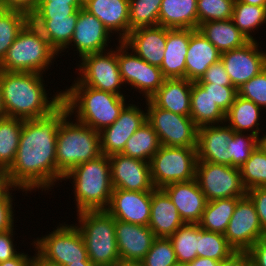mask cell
Returning a JSON list of instances; mask_svg holds the SVG:
<instances>
[{"label": "cell", "mask_w": 266, "mask_h": 266, "mask_svg": "<svg viewBox=\"0 0 266 266\" xmlns=\"http://www.w3.org/2000/svg\"><path fill=\"white\" fill-rule=\"evenodd\" d=\"M69 113L62 103L51 114L24 120L9 180L23 192L49 190L57 182L56 143L59 124ZM36 188V189H35Z\"/></svg>", "instance_id": "6da1fadb"}, {"label": "cell", "mask_w": 266, "mask_h": 266, "mask_svg": "<svg viewBox=\"0 0 266 266\" xmlns=\"http://www.w3.org/2000/svg\"><path fill=\"white\" fill-rule=\"evenodd\" d=\"M43 75L0 70V84L6 116L31 120L47 116L63 103V91L48 98ZM50 101H49V100Z\"/></svg>", "instance_id": "7a4b0ae2"}, {"label": "cell", "mask_w": 266, "mask_h": 266, "mask_svg": "<svg viewBox=\"0 0 266 266\" xmlns=\"http://www.w3.org/2000/svg\"><path fill=\"white\" fill-rule=\"evenodd\" d=\"M125 99V96L97 90L82 83H73L63 91V103L68 107L69 114L75 113L77 121L97 132L116 121L127 105Z\"/></svg>", "instance_id": "3957f363"}, {"label": "cell", "mask_w": 266, "mask_h": 266, "mask_svg": "<svg viewBox=\"0 0 266 266\" xmlns=\"http://www.w3.org/2000/svg\"><path fill=\"white\" fill-rule=\"evenodd\" d=\"M68 113L59 124L56 143L57 181L79 164L96 159L101 152L100 133Z\"/></svg>", "instance_id": "277c9868"}, {"label": "cell", "mask_w": 266, "mask_h": 266, "mask_svg": "<svg viewBox=\"0 0 266 266\" xmlns=\"http://www.w3.org/2000/svg\"><path fill=\"white\" fill-rule=\"evenodd\" d=\"M66 179H73L77 212L108 207L113 191L108 156L102 154L79 164L62 180Z\"/></svg>", "instance_id": "5b68a950"}, {"label": "cell", "mask_w": 266, "mask_h": 266, "mask_svg": "<svg viewBox=\"0 0 266 266\" xmlns=\"http://www.w3.org/2000/svg\"><path fill=\"white\" fill-rule=\"evenodd\" d=\"M58 53L46 37L30 21L8 48L0 70L7 72H33L43 74Z\"/></svg>", "instance_id": "8992f818"}, {"label": "cell", "mask_w": 266, "mask_h": 266, "mask_svg": "<svg viewBox=\"0 0 266 266\" xmlns=\"http://www.w3.org/2000/svg\"><path fill=\"white\" fill-rule=\"evenodd\" d=\"M76 226L90 261L96 266H117L121 260L115 235V219L106 210L77 212Z\"/></svg>", "instance_id": "52a82bcc"}, {"label": "cell", "mask_w": 266, "mask_h": 266, "mask_svg": "<svg viewBox=\"0 0 266 266\" xmlns=\"http://www.w3.org/2000/svg\"><path fill=\"white\" fill-rule=\"evenodd\" d=\"M197 147H167L161 145L149 161L155 188H163L174 182L195 179Z\"/></svg>", "instance_id": "ba28073f"}, {"label": "cell", "mask_w": 266, "mask_h": 266, "mask_svg": "<svg viewBox=\"0 0 266 266\" xmlns=\"http://www.w3.org/2000/svg\"><path fill=\"white\" fill-rule=\"evenodd\" d=\"M64 225L59 224L60 227H56L47 236L37 237L32 242L36 251L47 260L62 266L90 260L79 229L74 224Z\"/></svg>", "instance_id": "9c48e42d"}, {"label": "cell", "mask_w": 266, "mask_h": 266, "mask_svg": "<svg viewBox=\"0 0 266 266\" xmlns=\"http://www.w3.org/2000/svg\"><path fill=\"white\" fill-rule=\"evenodd\" d=\"M147 121L158 135L160 144L167 147H197L198 127L190 116H182L157 107L146 100Z\"/></svg>", "instance_id": "30bf717a"}, {"label": "cell", "mask_w": 266, "mask_h": 266, "mask_svg": "<svg viewBox=\"0 0 266 266\" xmlns=\"http://www.w3.org/2000/svg\"><path fill=\"white\" fill-rule=\"evenodd\" d=\"M195 179L207 201L246 195L237 167L197 161Z\"/></svg>", "instance_id": "8fae6325"}, {"label": "cell", "mask_w": 266, "mask_h": 266, "mask_svg": "<svg viewBox=\"0 0 266 266\" xmlns=\"http://www.w3.org/2000/svg\"><path fill=\"white\" fill-rule=\"evenodd\" d=\"M109 50L82 56V63L78 66L80 76L74 82L123 96L120 89L124 83L119 71L117 48Z\"/></svg>", "instance_id": "7c38bea8"}, {"label": "cell", "mask_w": 266, "mask_h": 266, "mask_svg": "<svg viewBox=\"0 0 266 266\" xmlns=\"http://www.w3.org/2000/svg\"><path fill=\"white\" fill-rule=\"evenodd\" d=\"M117 47V61L123 83L129 84L142 93L145 100L150 99L166 79L158 66L151 65L140 58L121 41Z\"/></svg>", "instance_id": "4fadbf2b"}, {"label": "cell", "mask_w": 266, "mask_h": 266, "mask_svg": "<svg viewBox=\"0 0 266 266\" xmlns=\"http://www.w3.org/2000/svg\"><path fill=\"white\" fill-rule=\"evenodd\" d=\"M264 235L255 205L246 194L237 201L224 236L235 252H247Z\"/></svg>", "instance_id": "5bb4252c"}, {"label": "cell", "mask_w": 266, "mask_h": 266, "mask_svg": "<svg viewBox=\"0 0 266 266\" xmlns=\"http://www.w3.org/2000/svg\"><path fill=\"white\" fill-rule=\"evenodd\" d=\"M257 40L221 53L222 61L233 86L238 89L266 68V51L259 50Z\"/></svg>", "instance_id": "9a60e30c"}, {"label": "cell", "mask_w": 266, "mask_h": 266, "mask_svg": "<svg viewBox=\"0 0 266 266\" xmlns=\"http://www.w3.org/2000/svg\"><path fill=\"white\" fill-rule=\"evenodd\" d=\"M113 189L152 191L155 189L149 162L115 154L109 157Z\"/></svg>", "instance_id": "2e32d148"}, {"label": "cell", "mask_w": 266, "mask_h": 266, "mask_svg": "<svg viewBox=\"0 0 266 266\" xmlns=\"http://www.w3.org/2000/svg\"><path fill=\"white\" fill-rule=\"evenodd\" d=\"M135 104H127L116 121L100 133L101 152L110 157L121 154L127 140L147 121V112Z\"/></svg>", "instance_id": "e0dca14e"}, {"label": "cell", "mask_w": 266, "mask_h": 266, "mask_svg": "<svg viewBox=\"0 0 266 266\" xmlns=\"http://www.w3.org/2000/svg\"><path fill=\"white\" fill-rule=\"evenodd\" d=\"M152 191L113 189L105 209L115 220L148 226L151 216Z\"/></svg>", "instance_id": "ac0fdd59"}, {"label": "cell", "mask_w": 266, "mask_h": 266, "mask_svg": "<svg viewBox=\"0 0 266 266\" xmlns=\"http://www.w3.org/2000/svg\"><path fill=\"white\" fill-rule=\"evenodd\" d=\"M110 36L112 35L109 30L95 15L90 14L84 8L79 9L70 44L74 43L71 46L76 47L80 58L87 54L107 51L105 47H108L110 43Z\"/></svg>", "instance_id": "d6986e66"}, {"label": "cell", "mask_w": 266, "mask_h": 266, "mask_svg": "<svg viewBox=\"0 0 266 266\" xmlns=\"http://www.w3.org/2000/svg\"><path fill=\"white\" fill-rule=\"evenodd\" d=\"M115 235L119 257L123 262H141L156 238L149 226L120 220H115Z\"/></svg>", "instance_id": "ffe728a7"}, {"label": "cell", "mask_w": 266, "mask_h": 266, "mask_svg": "<svg viewBox=\"0 0 266 266\" xmlns=\"http://www.w3.org/2000/svg\"><path fill=\"white\" fill-rule=\"evenodd\" d=\"M168 28L156 25L136 28L122 41L129 50L151 65L160 67L164 58Z\"/></svg>", "instance_id": "44dd1931"}, {"label": "cell", "mask_w": 266, "mask_h": 266, "mask_svg": "<svg viewBox=\"0 0 266 266\" xmlns=\"http://www.w3.org/2000/svg\"><path fill=\"white\" fill-rule=\"evenodd\" d=\"M171 198L184 223L198 224L205 210L207 199L196 179L174 182L162 188Z\"/></svg>", "instance_id": "7402d4cb"}, {"label": "cell", "mask_w": 266, "mask_h": 266, "mask_svg": "<svg viewBox=\"0 0 266 266\" xmlns=\"http://www.w3.org/2000/svg\"><path fill=\"white\" fill-rule=\"evenodd\" d=\"M214 124L198 128L197 161L228 165V142L234 136V130L226 125Z\"/></svg>", "instance_id": "603a6c76"}, {"label": "cell", "mask_w": 266, "mask_h": 266, "mask_svg": "<svg viewBox=\"0 0 266 266\" xmlns=\"http://www.w3.org/2000/svg\"><path fill=\"white\" fill-rule=\"evenodd\" d=\"M83 8L95 15L119 42L129 34V0H83Z\"/></svg>", "instance_id": "cb8c5ba5"}, {"label": "cell", "mask_w": 266, "mask_h": 266, "mask_svg": "<svg viewBox=\"0 0 266 266\" xmlns=\"http://www.w3.org/2000/svg\"><path fill=\"white\" fill-rule=\"evenodd\" d=\"M221 58V52L197 29H190L186 55V79L197 82L210 65Z\"/></svg>", "instance_id": "d4e9b609"}, {"label": "cell", "mask_w": 266, "mask_h": 266, "mask_svg": "<svg viewBox=\"0 0 266 266\" xmlns=\"http://www.w3.org/2000/svg\"><path fill=\"white\" fill-rule=\"evenodd\" d=\"M184 224L168 194L162 188L152 190L151 216L148 226L155 236L169 238Z\"/></svg>", "instance_id": "484cf974"}, {"label": "cell", "mask_w": 266, "mask_h": 266, "mask_svg": "<svg viewBox=\"0 0 266 266\" xmlns=\"http://www.w3.org/2000/svg\"><path fill=\"white\" fill-rule=\"evenodd\" d=\"M190 29L168 28L164 58L159 67L166 79L186 78V55Z\"/></svg>", "instance_id": "4316f807"}, {"label": "cell", "mask_w": 266, "mask_h": 266, "mask_svg": "<svg viewBox=\"0 0 266 266\" xmlns=\"http://www.w3.org/2000/svg\"><path fill=\"white\" fill-rule=\"evenodd\" d=\"M192 82L186 78L165 79L150 98L159 108L182 116H190Z\"/></svg>", "instance_id": "83f0119b"}, {"label": "cell", "mask_w": 266, "mask_h": 266, "mask_svg": "<svg viewBox=\"0 0 266 266\" xmlns=\"http://www.w3.org/2000/svg\"><path fill=\"white\" fill-rule=\"evenodd\" d=\"M158 25L170 29L197 30V0H162Z\"/></svg>", "instance_id": "f1b7e54d"}, {"label": "cell", "mask_w": 266, "mask_h": 266, "mask_svg": "<svg viewBox=\"0 0 266 266\" xmlns=\"http://www.w3.org/2000/svg\"><path fill=\"white\" fill-rule=\"evenodd\" d=\"M78 14L79 10L66 18H30V21L46 37L50 46L60 54L70 46Z\"/></svg>", "instance_id": "f546056e"}, {"label": "cell", "mask_w": 266, "mask_h": 266, "mask_svg": "<svg viewBox=\"0 0 266 266\" xmlns=\"http://www.w3.org/2000/svg\"><path fill=\"white\" fill-rule=\"evenodd\" d=\"M198 30L222 53L246 45L250 40L235 26L232 19L208 21Z\"/></svg>", "instance_id": "4dcf8cb0"}, {"label": "cell", "mask_w": 266, "mask_h": 266, "mask_svg": "<svg viewBox=\"0 0 266 266\" xmlns=\"http://www.w3.org/2000/svg\"><path fill=\"white\" fill-rule=\"evenodd\" d=\"M190 118L198 128L225 122V113L198 82H192Z\"/></svg>", "instance_id": "1f68e13d"}, {"label": "cell", "mask_w": 266, "mask_h": 266, "mask_svg": "<svg viewBox=\"0 0 266 266\" xmlns=\"http://www.w3.org/2000/svg\"><path fill=\"white\" fill-rule=\"evenodd\" d=\"M261 107L256 105L251 100H247L239 95L236 96L234 103L225 113V122L236 132L246 131L252 135H259L260 128L258 125L260 120Z\"/></svg>", "instance_id": "d6a6232c"}, {"label": "cell", "mask_w": 266, "mask_h": 266, "mask_svg": "<svg viewBox=\"0 0 266 266\" xmlns=\"http://www.w3.org/2000/svg\"><path fill=\"white\" fill-rule=\"evenodd\" d=\"M160 147L157 133L152 125L145 121L127 140L121 154L149 162Z\"/></svg>", "instance_id": "836d02e7"}, {"label": "cell", "mask_w": 266, "mask_h": 266, "mask_svg": "<svg viewBox=\"0 0 266 266\" xmlns=\"http://www.w3.org/2000/svg\"><path fill=\"white\" fill-rule=\"evenodd\" d=\"M240 198L207 201L198 225L207 231L224 234Z\"/></svg>", "instance_id": "e575fe53"}, {"label": "cell", "mask_w": 266, "mask_h": 266, "mask_svg": "<svg viewBox=\"0 0 266 266\" xmlns=\"http://www.w3.org/2000/svg\"><path fill=\"white\" fill-rule=\"evenodd\" d=\"M23 121L8 116L0 118V165L7 170L14 162L18 150Z\"/></svg>", "instance_id": "d590c367"}, {"label": "cell", "mask_w": 266, "mask_h": 266, "mask_svg": "<svg viewBox=\"0 0 266 266\" xmlns=\"http://www.w3.org/2000/svg\"><path fill=\"white\" fill-rule=\"evenodd\" d=\"M178 263L188 264L197 257L198 224L180 226L170 237Z\"/></svg>", "instance_id": "8d00e7d4"}, {"label": "cell", "mask_w": 266, "mask_h": 266, "mask_svg": "<svg viewBox=\"0 0 266 266\" xmlns=\"http://www.w3.org/2000/svg\"><path fill=\"white\" fill-rule=\"evenodd\" d=\"M232 20L250 41H255L250 33L266 23V6L249 5L235 0Z\"/></svg>", "instance_id": "74e56055"}, {"label": "cell", "mask_w": 266, "mask_h": 266, "mask_svg": "<svg viewBox=\"0 0 266 266\" xmlns=\"http://www.w3.org/2000/svg\"><path fill=\"white\" fill-rule=\"evenodd\" d=\"M197 257H208L217 261L229 258L235 250L228 244L224 234L202 229L198 225Z\"/></svg>", "instance_id": "f35d334b"}, {"label": "cell", "mask_w": 266, "mask_h": 266, "mask_svg": "<svg viewBox=\"0 0 266 266\" xmlns=\"http://www.w3.org/2000/svg\"><path fill=\"white\" fill-rule=\"evenodd\" d=\"M30 22V16L21 11L5 10L0 15V62L16 37Z\"/></svg>", "instance_id": "ab89813d"}, {"label": "cell", "mask_w": 266, "mask_h": 266, "mask_svg": "<svg viewBox=\"0 0 266 266\" xmlns=\"http://www.w3.org/2000/svg\"><path fill=\"white\" fill-rule=\"evenodd\" d=\"M239 170L246 191L256 187H266V153L258 146Z\"/></svg>", "instance_id": "60d3db41"}, {"label": "cell", "mask_w": 266, "mask_h": 266, "mask_svg": "<svg viewBox=\"0 0 266 266\" xmlns=\"http://www.w3.org/2000/svg\"><path fill=\"white\" fill-rule=\"evenodd\" d=\"M162 0H129V33L148 26L158 25Z\"/></svg>", "instance_id": "b9f144b4"}, {"label": "cell", "mask_w": 266, "mask_h": 266, "mask_svg": "<svg viewBox=\"0 0 266 266\" xmlns=\"http://www.w3.org/2000/svg\"><path fill=\"white\" fill-rule=\"evenodd\" d=\"M256 146L257 136L234 131L233 138L228 142V165L240 168L250 158Z\"/></svg>", "instance_id": "7bdbcfd3"}, {"label": "cell", "mask_w": 266, "mask_h": 266, "mask_svg": "<svg viewBox=\"0 0 266 266\" xmlns=\"http://www.w3.org/2000/svg\"><path fill=\"white\" fill-rule=\"evenodd\" d=\"M235 0H197L198 27L208 21L232 19Z\"/></svg>", "instance_id": "ee69618b"}, {"label": "cell", "mask_w": 266, "mask_h": 266, "mask_svg": "<svg viewBox=\"0 0 266 266\" xmlns=\"http://www.w3.org/2000/svg\"><path fill=\"white\" fill-rule=\"evenodd\" d=\"M141 262L144 266H174L178 263L172 243L165 237L155 238Z\"/></svg>", "instance_id": "f6af8a7d"}, {"label": "cell", "mask_w": 266, "mask_h": 266, "mask_svg": "<svg viewBox=\"0 0 266 266\" xmlns=\"http://www.w3.org/2000/svg\"><path fill=\"white\" fill-rule=\"evenodd\" d=\"M238 95L266 109V68L237 89Z\"/></svg>", "instance_id": "bcb514c9"}, {"label": "cell", "mask_w": 266, "mask_h": 266, "mask_svg": "<svg viewBox=\"0 0 266 266\" xmlns=\"http://www.w3.org/2000/svg\"><path fill=\"white\" fill-rule=\"evenodd\" d=\"M83 8V3H52L39 1L30 18H66Z\"/></svg>", "instance_id": "7dc6e473"}, {"label": "cell", "mask_w": 266, "mask_h": 266, "mask_svg": "<svg viewBox=\"0 0 266 266\" xmlns=\"http://www.w3.org/2000/svg\"><path fill=\"white\" fill-rule=\"evenodd\" d=\"M206 91H209L211 97L221 110L226 113L234 103L238 91L234 86H223L214 83H199Z\"/></svg>", "instance_id": "c3c4849f"}, {"label": "cell", "mask_w": 266, "mask_h": 266, "mask_svg": "<svg viewBox=\"0 0 266 266\" xmlns=\"http://www.w3.org/2000/svg\"><path fill=\"white\" fill-rule=\"evenodd\" d=\"M15 189L19 190L20 188L14 186V189L10 188L6 193L0 194V232L14 227L13 199L10 191Z\"/></svg>", "instance_id": "681fc988"}, {"label": "cell", "mask_w": 266, "mask_h": 266, "mask_svg": "<svg viewBox=\"0 0 266 266\" xmlns=\"http://www.w3.org/2000/svg\"><path fill=\"white\" fill-rule=\"evenodd\" d=\"M198 83H214L223 86H233L221 60L208 67Z\"/></svg>", "instance_id": "f907efd6"}, {"label": "cell", "mask_w": 266, "mask_h": 266, "mask_svg": "<svg viewBox=\"0 0 266 266\" xmlns=\"http://www.w3.org/2000/svg\"><path fill=\"white\" fill-rule=\"evenodd\" d=\"M255 205L263 231L266 234V187H256L246 193Z\"/></svg>", "instance_id": "816d5d0a"}, {"label": "cell", "mask_w": 266, "mask_h": 266, "mask_svg": "<svg viewBox=\"0 0 266 266\" xmlns=\"http://www.w3.org/2000/svg\"><path fill=\"white\" fill-rule=\"evenodd\" d=\"M13 230L0 232V262L16 257L19 253L15 249L13 244Z\"/></svg>", "instance_id": "f5cc1de1"}, {"label": "cell", "mask_w": 266, "mask_h": 266, "mask_svg": "<svg viewBox=\"0 0 266 266\" xmlns=\"http://www.w3.org/2000/svg\"><path fill=\"white\" fill-rule=\"evenodd\" d=\"M39 0H0L6 10H16L31 16L37 8Z\"/></svg>", "instance_id": "db71d44e"}, {"label": "cell", "mask_w": 266, "mask_h": 266, "mask_svg": "<svg viewBox=\"0 0 266 266\" xmlns=\"http://www.w3.org/2000/svg\"><path fill=\"white\" fill-rule=\"evenodd\" d=\"M247 252L254 266H266V235L258 239Z\"/></svg>", "instance_id": "11a10c76"}, {"label": "cell", "mask_w": 266, "mask_h": 266, "mask_svg": "<svg viewBox=\"0 0 266 266\" xmlns=\"http://www.w3.org/2000/svg\"><path fill=\"white\" fill-rule=\"evenodd\" d=\"M250 263L248 252H234L229 258L221 261L219 266H248Z\"/></svg>", "instance_id": "9f6ffc18"}, {"label": "cell", "mask_w": 266, "mask_h": 266, "mask_svg": "<svg viewBox=\"0 0 266 266\" xmlns=\"http://www.w3.org/2000/svg\"><path fill=\"white\" fill-rule=\"evenodd\" d=\"M32 260L33 256L20 252L16 257L0 262V266H31Z\"/></svg>", "instance_id": "6f0895ef"}, {"label": "cell", "mask_w": 266, "mask_h": 266, "mask_svg": "<svg viewBox=\"0 0 266 266\" xmlns=\"http://www.w3.org/2000/svg\"><path fill=\"white\" fill-rule=\"evenodd\" d=\"M10 188H14L9 180L8 170L0 165V194L6 193Z\"/></svg>", "instance_id": "680465c9"}, {"label": "cell", "mask_w": 266, "mask_h": 266, "mask_svg": "<svg viewBox=\"0 0 266 266\" xmlns=\"http://www.w3.org/2000/svg\"><path fill=\"white\" fill-rule=\"evenodd\" d=\"M220 261L210 259L208 257H196L192 262L188 263L187 266H219Z\"/></svg>", "instance_id": "91938a15"}, {"label": "cell", "mask_w": 266, "mask_h": 266, "mask_svg": "<svg viewBox=\"0 0 266 266\" xmlns=\"http://www.w3.org/2000/svg\"><path fill=\"white\" fill-rule=\"evenodd\" d=\"M34 254L31 266H62L58 263L52 262L41 256L38 252Z\"/></svg>", "instance_id": "94428289"}, {"label": "cell", "mask_w": 266, "mask_h": 266, "mask_svg": "<svg viewBox=\"0 0 266 266\" xmlns=\"http://www.w3.org/2000/svg\"><path fill=\"white\" fill-rule=\"evenodd\" d=\"M249 5L266 6V0H237Z\"/></svg>", "instance_id": "6125c7cd"}, {"label": "cell", "mask_w": 266, "mask_h": 266, "mask_svg": "<svg viewBox=\"0 0 266 266\" xmlns=\"http://www.w3.org/2000/svg\"><path fill=\"white\" fill-rule=\"evenodd\" d=\"M257 146L266 153V134L261 137H257Z\"/></svg>", "instance_id": "be15d7a7"}, {"label": "cell", "mask_w": 266, "mask_h": 266, "mask_svg": "<svg viewBox=\"0 0 266 266\" xmlns=\"http://www.w3.org/2000/svg\"><path fill=\"white\" fill-rule=\"evenodd\" d=\"M6 116L5 106L2 98V90H1V84H0V118Z\"/></svg>", "instance_id": "e7e4bbea"}, {"label": "cell", "mask_w": 266, "mask_h": 266, "mask_svg": "<svg viewBox=\"0 0 266 266\" xmlns=\"http://www.w3.org/2000/svg\"><path fill=\"white\" fill-rule=\"evenodd\" d=\"M67 266H96L90 260L80 261L76 263H70Z\"/></svg>", "instance_id": "03108f58"}, {"label": "cell", "mask_w": 266, "mask_h": 266, "mask_svg": "<svg viewBox=\"0 0 266 266\" xmlns=\"http://www.w3.org/2000/svg\"><path fill=\"white\" fill-rule=\"evenodd\" d=\"M39 1H52V3H83V0H39Z\"/></svg>", "instance_id": "003e7915"}, {"label": "cell", "mask_w": 266, "mask_h": 266, "mask_svg": "<svg viewBox=\"0 0 266 266\" xmlns=\"http://www.w3.org/2000/svg\"><path fill=\"white\" fill-rule=\"evenodd\" d=\"M117 266H144L142 262L133 261V262H123L121 261Z\"/></svg>", "instance_id": "a7ac6f4b"}, {"label": "cell", "mask_w": 266, "mask_h": 266, "mask_svg": "<svg viewBox=\"0 0 266 266\" xmlns=\"http://www.w3.org/2000/svg\"><path fill=\"white\" fill-rule=\"evenodd\" d=\"M6 9L0 4V15L5 11Z\"/></svg>", "instance_id": "89a4df30"}, {"label": "cell", "mask_w": 266, "mask_h": 266, "mask_svg": "<svg viewBox=\"0 0 266 266\" xmlns=\"http://www.w3.org/2000/svg\"><path fill=\"white\" fill-rule=\"evenodd\" d=\"M174 266H187V264H183V263H177Z\"/></svg>", "instance_id": "2644e50d"}]
</instances>
